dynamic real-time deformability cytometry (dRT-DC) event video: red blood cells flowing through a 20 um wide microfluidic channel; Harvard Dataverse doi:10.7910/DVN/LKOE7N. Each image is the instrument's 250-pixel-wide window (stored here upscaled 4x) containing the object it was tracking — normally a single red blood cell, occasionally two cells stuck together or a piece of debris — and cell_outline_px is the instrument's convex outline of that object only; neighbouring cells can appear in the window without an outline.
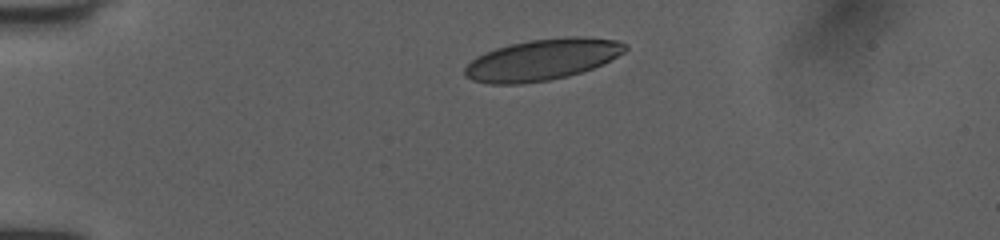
{"species": "human", "species_latin": "Homo sapiens", "temperature_condition": "room temperature", "stored_images_in_passage": 34, "camera_frame_rate_fps": 3000, "um_per_image_px": 0.085, "donor": {"sex": "female"}, "frame": {"image": 1, "passage_image": 1, "time_ms": 0.0, "image_size_px": [1000, 240], "cell_outline_px": [[628, 48], [624, 52], [604, 64], [568, 76], [548, 80], [520, 84], [488, 84], [472, 80], [464, 76], [464, 68], [476, 56], [484, 52], [508, 44], [528, 40], [568, 36], [580, 36], [616, 40], [628, 44]], "centroid_in_image_um": [46.08, 5.06], "position_along_channel_um": 38.9, "area_um2": 38.78}}
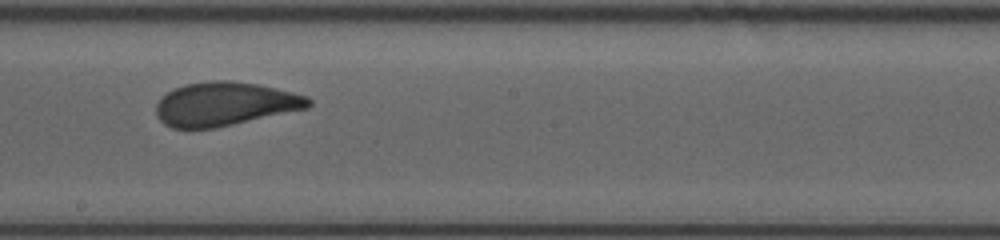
{"frame": {"image": 2, "passage_image": 19, "time_ms": 6.0, "image_size_px": [1000, 240], "cell_outline_px": [[312, 104], [308, 108], [232, 124], [212, 128], [172, 128], [164, 124], [156, 116], [156, 104], [160, 96], [184, 84], [212, 80], [228, 80], [256, 84], [276, 88], [308, 96], [312, 100]], "centroid_in_image_um": [19.09, 8.83], "position_along_channel_um": 229.1, "area_um2": 38.73}}
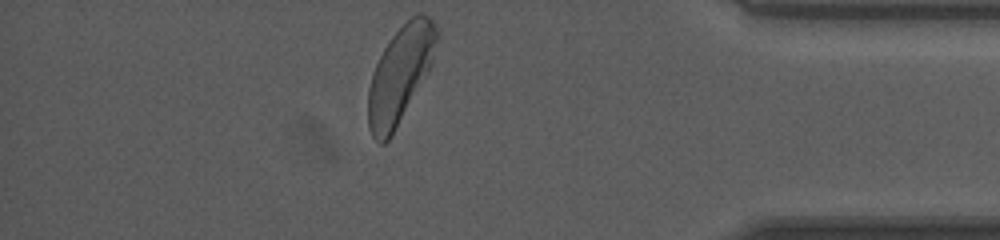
{"frame": {"image": 3, "passage_image": 34, "time_ms": 11.0, "image_size_px": [1000, 240], "cell_outline_px": [[440, 36], [432, 64], [428, 72], [392, 136], [384, 144], [380, 144], [372, 136], [368, 128], [368, 88], [376, 64], [388, 40], [416, 12], [420, 12], [428, 16], [432, 20], [440, 32]], "centroid_in_image_um": [34.03, 6.33], "position_along_channel_um": 401.2, "area_um2": 38.73}, "authors_computed_cell_mechanics": {"area_um2": 38.9572, "velocity_mm_per_s": 4.0101, "shape_relaxation_time_tau1_ms": 5.945, "shape_relaxation_time_tau2_ms": 0.8487, "deformation_change_tau1": 0.1772, "deformation_change_tau2": 0.0843}}